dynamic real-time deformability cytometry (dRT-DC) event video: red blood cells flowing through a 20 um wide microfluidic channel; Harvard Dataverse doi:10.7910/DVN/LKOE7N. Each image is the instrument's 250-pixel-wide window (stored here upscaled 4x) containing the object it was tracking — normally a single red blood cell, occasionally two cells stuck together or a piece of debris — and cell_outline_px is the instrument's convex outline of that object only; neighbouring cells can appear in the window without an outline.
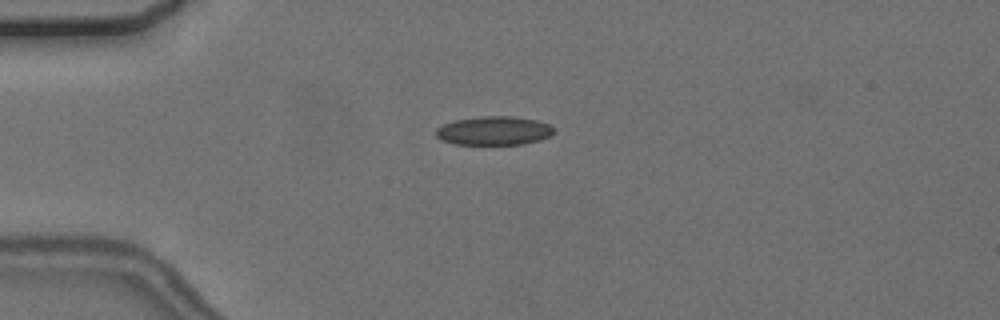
{"species": "common noctule bat (a hibernating species)", "species_latin": "Nyctalus noctula", "temperature_condition": "cold", "stored_images_in_passage": 4, "camera_frame_rate_fps": 3000, "um_per_image_px": 0.085, "animal": {"sex": "female", "body_mass_g": 24.6, "forearm_length_mm": 56.2}, "frame": {"image": 1, "passage_image": 3, "time_ms": 2.333, "image_size_px": [1000, 320], "cell_outline_px": [[556, 132], [552, 136], [540, 140], [524, 144], [452, 144], [436, 136], [436, 128], [444, 124], [456, 120], [480, 116], [512, 116], [536, 120], [548, 124]], "centroid_in_image_um": [42.02, 11.11], "position_along_channel_um": 43.0, "area_um2": 19.77}}